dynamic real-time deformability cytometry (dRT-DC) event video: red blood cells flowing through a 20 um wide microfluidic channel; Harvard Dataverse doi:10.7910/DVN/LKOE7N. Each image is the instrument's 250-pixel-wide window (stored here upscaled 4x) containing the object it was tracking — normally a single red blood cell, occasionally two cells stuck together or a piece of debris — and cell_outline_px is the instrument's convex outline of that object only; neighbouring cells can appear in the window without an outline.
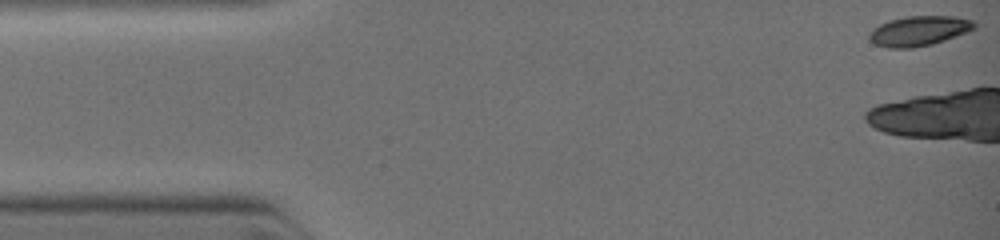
{"species": "common noctule bat (a hibernating species)", "species_latin": "Nyctalus noctula", "temperature_condition": "warm", "stored_images_in_passage": 6, "camera_frame_rate_fps": 3000, "um_per_image_px": 0.085, "animal": {"sex": "female", "body_mass_g": 19.0, "forearm_length_mm": 51.5}, "frame": {"image": 1, "passage_image": 1, "time_ms": 0.0, "image_size_px": [1000, 240], "cell_outline_px": [[976, 24], [972, 28], [964, 32], [944, 40], [932, 44], [912, 48], [888, 48], [876, 44], [868, 36], [880, 24], [892, 20], [908, 16], [952, 16], [972, 20]], "centroid_in_image_um": [78.11, 2.63], "position_along_channel_um": 6.9, "area_um2": 17.69}}